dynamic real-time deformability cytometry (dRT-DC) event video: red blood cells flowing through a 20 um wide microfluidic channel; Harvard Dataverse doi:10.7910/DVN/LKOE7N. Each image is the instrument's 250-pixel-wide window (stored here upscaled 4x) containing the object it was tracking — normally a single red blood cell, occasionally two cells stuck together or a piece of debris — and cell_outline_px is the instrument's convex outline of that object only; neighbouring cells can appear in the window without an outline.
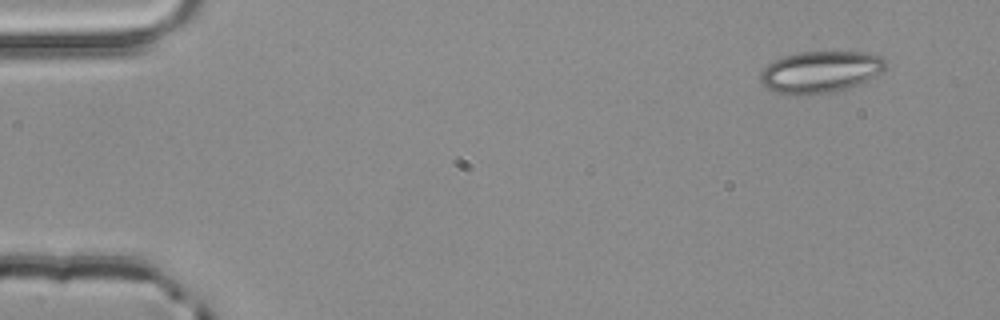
{"species": "common noctule bat (a hibernating species)", "species_latin": "Nyctalus noctula", "temperature_condition": "room temperature", "stored_images_in_passage": 4, "segment_of_instrument_passage": [1, 2], "camera_frame_rate_fps": 3000, "um_per_image_px": 0.085, "animal": {"sex": "male", "body_mass_g": 20.4}, "frame": {"image": 1, "passage_image": 1, "time_ms": 0.0, "image_size_px": [1000, 320], "cell_outline_px": [[888, 64], [880, 72], [868, 80], [848, 88], [832, 92], [792, 96], [776, 92], [764, 88], [760, 80], [760, 72], [768, 64], [784, 56], [800, 52], [872, 52], [884, 56]], "centroid_in_image_um": [69.74, 6.11], "position_along_channel_um": 15.3, "area_um2": 30.75}}